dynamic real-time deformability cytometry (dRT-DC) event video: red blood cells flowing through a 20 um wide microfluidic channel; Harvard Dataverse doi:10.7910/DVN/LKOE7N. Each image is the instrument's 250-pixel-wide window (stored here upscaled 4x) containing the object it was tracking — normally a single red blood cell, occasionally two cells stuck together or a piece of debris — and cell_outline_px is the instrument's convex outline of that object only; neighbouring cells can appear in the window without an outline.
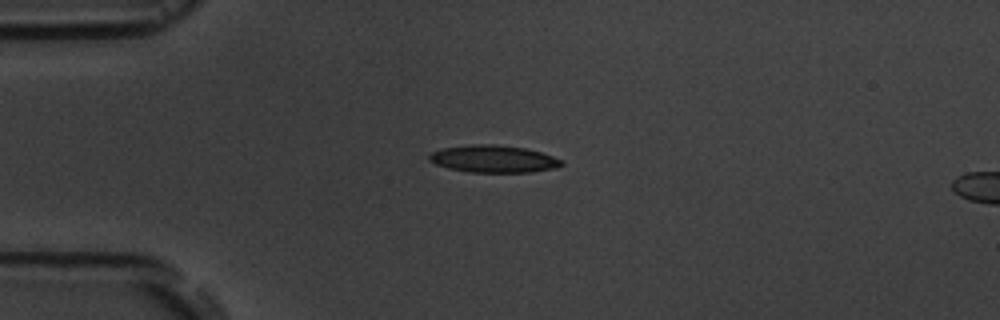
{"species": "common noctule bat (a hibernating species)", "species_latin": "Nyctalus noctula", "temperature_condition": "room temperature", "stored_images_in_passage": 4, "segment_of_instrument_passage": [1, 2], "camera_frame_rate_fps": 3000, "um_per_image_px": 0.085, "animal": {"sex": "male", "body_mass_g": 19.5, "forearm_length_mm": 54.6}, "frame": {"image": 1, "passage_image": 2, "time_ms": 2.333, "image_size_px": [1000, 320], "cell_outline_px": [[564, 164], [556, 168], [532, 172], [472, 172], [448, 168], [436, 164], [428, 160], [428, 156], [432, 152], [444, 148], [472, 144], [492, 144], [524, 148], [540, 152], [564, 160]], "centroid_in_image_um": [41.97, 13.51], "position_along_channel_um": 43.0, "area_um2": 20.92}}